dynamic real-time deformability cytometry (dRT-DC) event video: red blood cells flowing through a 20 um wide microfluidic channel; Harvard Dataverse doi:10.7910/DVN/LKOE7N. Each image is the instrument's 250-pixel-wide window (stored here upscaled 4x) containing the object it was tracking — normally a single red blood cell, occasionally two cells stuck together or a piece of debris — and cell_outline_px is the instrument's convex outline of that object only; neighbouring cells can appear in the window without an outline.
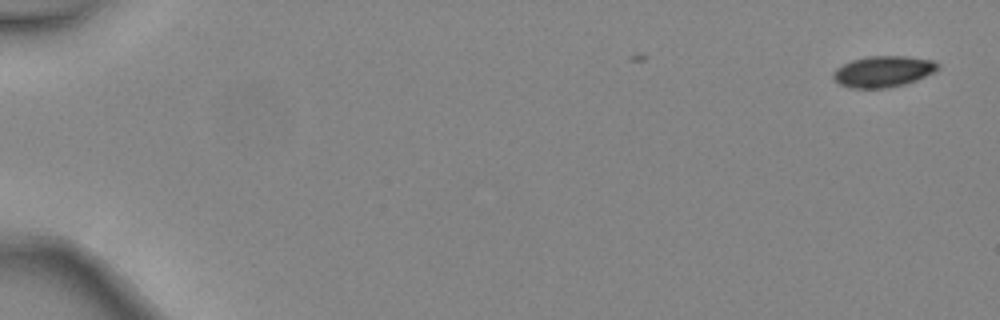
{"species": "common noctule bat (a hibernating species)", "species_latin": "Nyctalus noctula", "temperature_condition": "warm", "stored_images_in_passage": 2, "camera_frame_rate_fps": 3000, "um_per_image_px": 0.085, "animal": {"sex": "female", "body_mass_g": 24.6, "forearm_length_mm": 56.2}, "frame": {"image": 1, "passage_image": 2, "time_ms": 0.333, "image_size_px": [1000, 320], "cell_outline_px": [[940, 68], [936, 72], [916, 80], [904, 84], [888, 88], [848, 88], [840, 84], [832, 76], [832, 72], [836, 68], [852, 60], [868, 56], [908, 56], [932, 60], [940, 64]], "centroid_in_image_um": [75.09, 6.07], "position_along_channel_um": 9.9, "area_um2": 19.13}}